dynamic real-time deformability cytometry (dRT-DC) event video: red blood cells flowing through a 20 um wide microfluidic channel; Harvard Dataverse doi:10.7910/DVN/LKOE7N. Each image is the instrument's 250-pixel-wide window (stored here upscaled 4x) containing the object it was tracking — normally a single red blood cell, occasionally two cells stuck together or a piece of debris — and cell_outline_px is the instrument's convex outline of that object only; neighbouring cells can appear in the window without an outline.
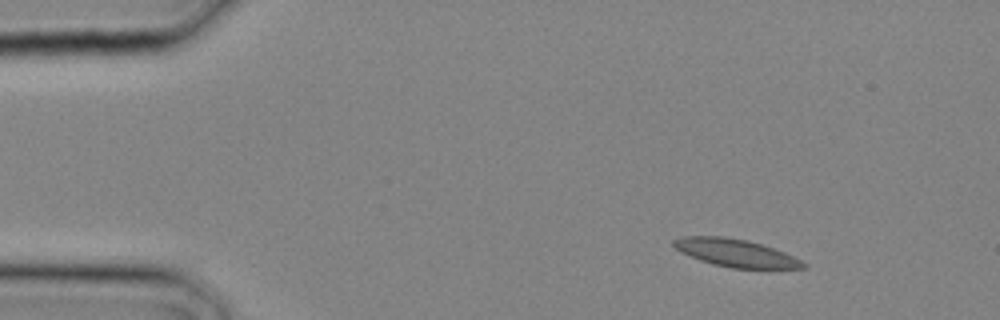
{"species": "common noctule bat (a hibernating species)", "species_latin": "Nyctalus noctula", "temperature_condition": "cold", "stored_images_in_passage": 2, "camera_frame_rate_fps": 3000, "um_per_image_px": 0.085, "animal": {"sex": "male", "body_mass_g": 20.4}, "frame": {"image": 1, "passage_image": 1, "time_ms": 0.0, "image_size_px": [1000, 320], "cell_outline_px": [[808, 264], [804, 268], [732, 268], [712, 264], [700, 260], [680, 252], [672, 244], [672, 240], [680, 236], [724, 236], [748, 240], [784, 252]], "centroid_in_image_um": [62.48, 21.49], "position_along_channel_um": 22.5, "area_um2": 20.81}}